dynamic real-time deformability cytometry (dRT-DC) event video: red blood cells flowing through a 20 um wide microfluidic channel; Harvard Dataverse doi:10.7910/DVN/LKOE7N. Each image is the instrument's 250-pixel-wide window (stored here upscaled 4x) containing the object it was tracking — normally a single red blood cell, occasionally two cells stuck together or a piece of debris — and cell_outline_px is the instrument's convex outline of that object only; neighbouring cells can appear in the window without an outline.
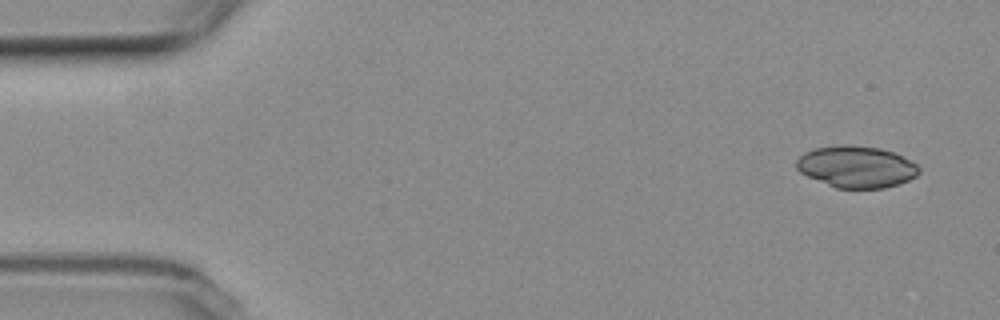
{"species": "common noctule bat (a hibernating species)", "species_latin": "Nyctalus noctula", "temperature_condition": "room temperature", "stored_images_in_passage": 4, "camera_frame_rate_fps": 3000, "um_per_image_px": 0.085, "animal": {"sex": "female", "body_mass_g": 19.3, "forearm_length_mm": 54.1}, "frame": {"image": 1, "passage_image": 1, "time_ms": 0.0, "image_size_px": [1000, 320], "cell_outline_px": [[920, 172], [916, 176], [900, 184], [884, 188], [836, 188], [808, 176], [800, 172], [796, 168], [796, 160], [804, 152], [816, 148], [880, 148], [892, 152], [916, 164], [920, 168]], "centroid_in_image_um": [72.81, 14.23], "position_along_channel_um": 12.2, "area_um2": 28.67}}